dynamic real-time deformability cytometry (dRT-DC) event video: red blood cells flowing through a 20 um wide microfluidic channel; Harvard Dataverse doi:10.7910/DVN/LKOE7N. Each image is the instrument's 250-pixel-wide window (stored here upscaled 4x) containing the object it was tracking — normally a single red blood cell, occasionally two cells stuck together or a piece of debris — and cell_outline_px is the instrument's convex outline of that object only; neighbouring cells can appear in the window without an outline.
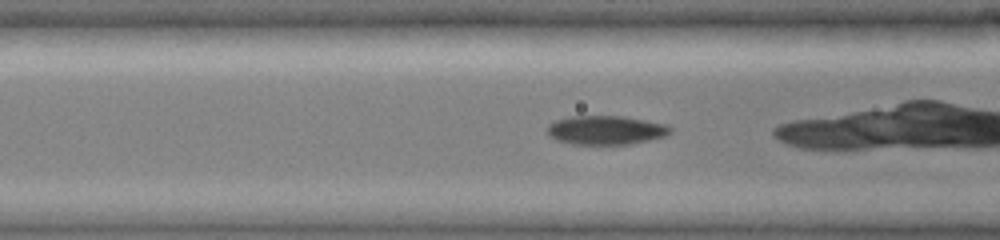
{"species": "common noctule bat (a hibernating species)", "species_latin": "Nyctalus noctula", "temperature_condition": "cold", "stored_images_in_passage": 26, "camera_frame_rate_fps": 3000, "um_per_image_px": 0.085, "animal": {"sex": "female", "body_mass_g": 19.0, "forearm_length_mm": 51.5}, "frame": {"image": 1, "passage_image": 15, "time_ms": 4.0, "image_size_px": [1000, 240], "cell_outline_px": [[672, 132], [664, 136], [648, 140], [628, 144], [572, 144], [556, 140], [548, 132], [548, 124], [556, 120], [568, 116], [624, 116], [668, 124], [672, 128]], "centroid_in_image_um": [51.52, 11.05], "position_along_channel_um": 115.1, "area_um2": 20.75}}
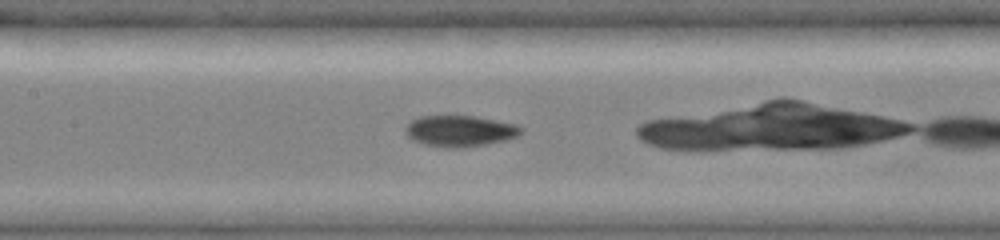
{"frame": {"image": 2, "passage_image": 20, "time_ms": 5.333, "image_size_px": [1000, 240], "cell_outline_px": [[524, 128], [516, 136], [504, 140], [484, 144], [460, 148], [444, 148], [424, 144], [412, 140], [404, 132], [404, 128], [412, 120], [420, 116], [476, 116], [516, 124]], "centroid_in_image_um": [39.05, 11.13], "position_along_channel_um": 168.3, "area_um2": 20.92}}